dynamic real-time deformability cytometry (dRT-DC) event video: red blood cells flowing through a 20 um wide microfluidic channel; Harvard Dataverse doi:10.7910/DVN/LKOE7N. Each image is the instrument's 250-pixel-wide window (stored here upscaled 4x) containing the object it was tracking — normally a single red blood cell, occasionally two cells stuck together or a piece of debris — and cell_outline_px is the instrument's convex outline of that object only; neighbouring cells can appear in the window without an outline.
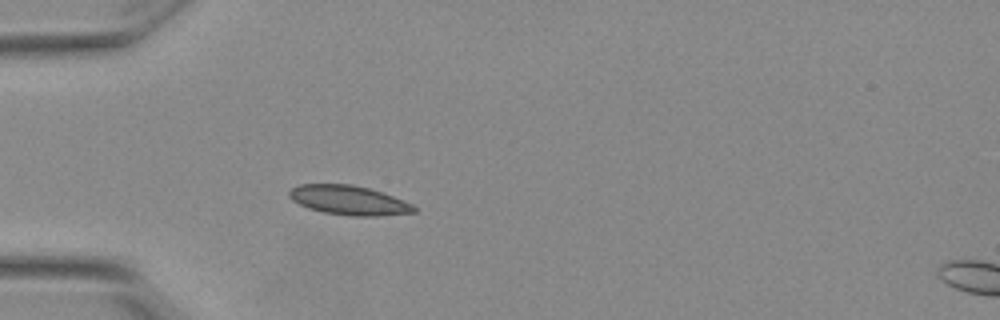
{"species": "Egyptian fruit bat (a non-hibernating species)", "species_latin": "Rousettus aegyptiacus", "temperature_condition": "warm", "stored_images_in_passage": 3, "camera_frame_rate_fps": 3000, "um_per_image_px": 0.085, "animal": {"sex": "female"}, "frame": {"image": 1, "passage_image": 1, "time_ms": 0.0, "image_size_px": [1000, 320], "cell_outline_px": [[416, 212], [376, 216], [352, 216], [324, 212], [308, 208], [292, 200], [288, 196], [288, 192], [292, 188], [300, 184], [352, 184], [368, 188], [392, 196], [412, 204], [416, 208]], "centroid_in_image_um": [29.62, 17.02], "position_along_channel_um": 55.4, "area_um2": 21.15}}